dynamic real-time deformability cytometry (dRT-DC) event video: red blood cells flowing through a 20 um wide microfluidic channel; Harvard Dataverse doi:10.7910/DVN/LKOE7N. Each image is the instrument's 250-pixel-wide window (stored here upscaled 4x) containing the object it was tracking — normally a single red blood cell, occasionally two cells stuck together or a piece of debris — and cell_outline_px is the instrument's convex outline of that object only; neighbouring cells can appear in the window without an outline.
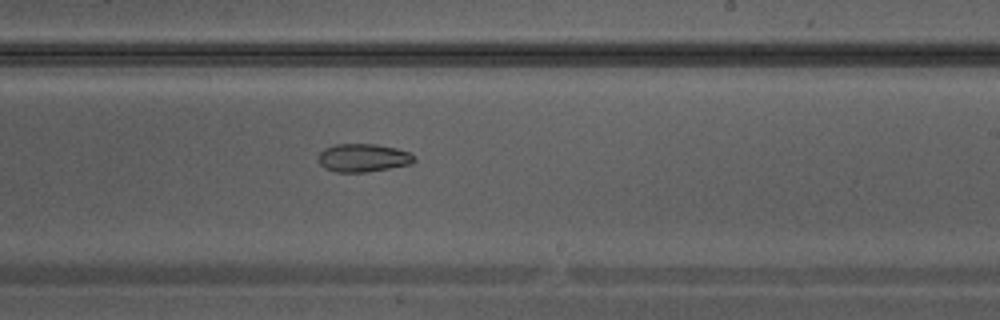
{"species": "Egyptian fruit bat (a non-hibernating species)", "species_latin": "Rousettus aegyptiacus", "temperature_condition": "warm", "stored_images_in_passage": 29, "camera_frame_rate_fps": 3000, "um_per_image_px": 0.085, "animal": {"sex": "male"}, "frame": {"image": 1, "passage_image": 17, "time_ms": 5.333, "image_size_px": [1000, 320], "cell_outline_px": [[416, 160], [412, 164], [368, 172], [336, 172], [324, 168], [320, 164], [320, 152], [324, 148], [336, 144], [376, 144], [396, 148], [408, 152], [416, 156]], "centroid_in_image_um": [30.9, 13.42], "position_along_channel_um": 258.1, "area_um2": 15.78}}